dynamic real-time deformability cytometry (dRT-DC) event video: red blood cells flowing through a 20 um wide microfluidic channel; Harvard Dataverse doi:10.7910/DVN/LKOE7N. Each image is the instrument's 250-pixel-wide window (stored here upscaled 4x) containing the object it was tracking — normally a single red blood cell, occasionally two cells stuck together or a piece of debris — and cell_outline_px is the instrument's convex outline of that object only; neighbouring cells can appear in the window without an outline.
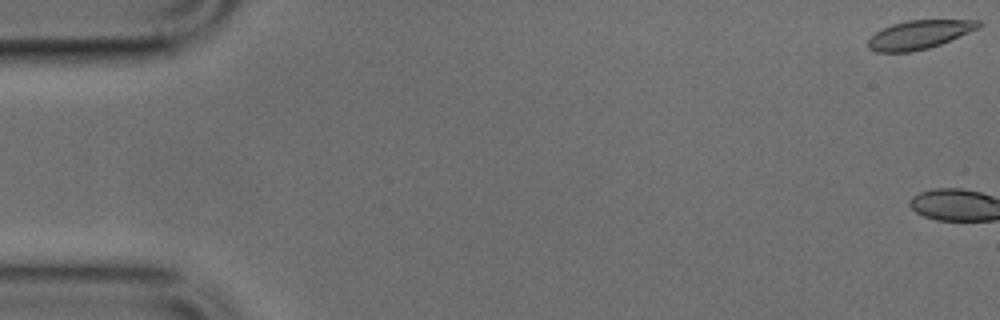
{"species": "common noctule bat (a hibernating species)", "species_latin": "Nyctalus noctula", "temperature_condition": "cold", "stored_images_in_passage": 3, "camera_frame_rate_fps": 3000, "um_per_image_px": 0.085, "animal": {"sex": "male", "body_mass_g": 17.9, "forearm_length_mm": 54.2}, "frame": {"image": 1, "passage_image": 1, "time_ms": 0.0, "image_size_px": [1000, 320], "cell_outline_px": [[984, 24], [980, 28], [940, 44], [928, 48], [912, 52], [876, 52], [868, 48], [868, 40], [876, 32], [892, 24], [908, 20], [980, 20]], "centroid_in_image_um": [78.16, 2.94], "position_along_channel_um": 6.8, "area_um2": 18.44}}